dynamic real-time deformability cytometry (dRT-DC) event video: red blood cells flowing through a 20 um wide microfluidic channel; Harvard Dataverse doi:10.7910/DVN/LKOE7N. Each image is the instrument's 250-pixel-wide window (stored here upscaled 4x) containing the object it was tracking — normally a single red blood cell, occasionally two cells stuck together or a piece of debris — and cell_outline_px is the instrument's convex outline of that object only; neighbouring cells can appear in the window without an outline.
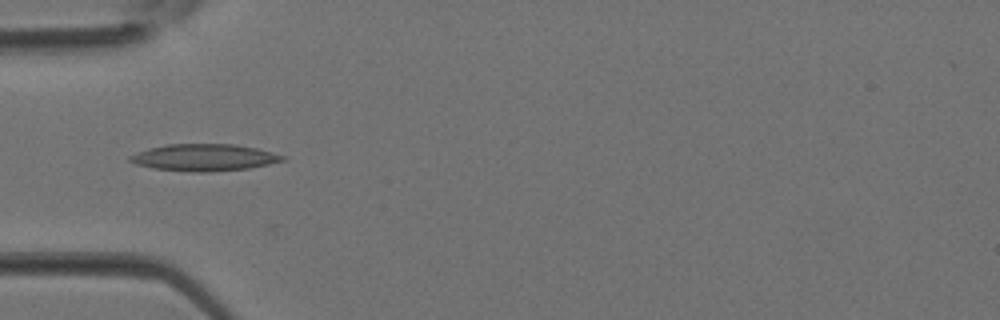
{"species": "Egyptian fruit bat (a non-hibernating species)", "species_latin": "Rousettus aegyptiacus", "temperature_condition": "room temperature", "stored_images_in_passage": 26, "camera_frame_rate_fps": 3000, "um_per_image_px": 0.085, "animal": {"sex": "female"}, "frame": {"image": 1, "passage_image": 1, "time_ms": 0.0, "image_size_px": [1000, 320], "cell_outline_px": [[288, 160], [248, 168], [208, 172], [192, 172], [152, 168], [136, 164], [128, 160], [128, 156], [152, 148], [168, 144], [236, 144], [256, 148], [272, 152], [284, 156]], "centroid_in_image_um": [17.38, 13.39], "position_along_channel_um": 67.6, "area_um2": 23.76}}
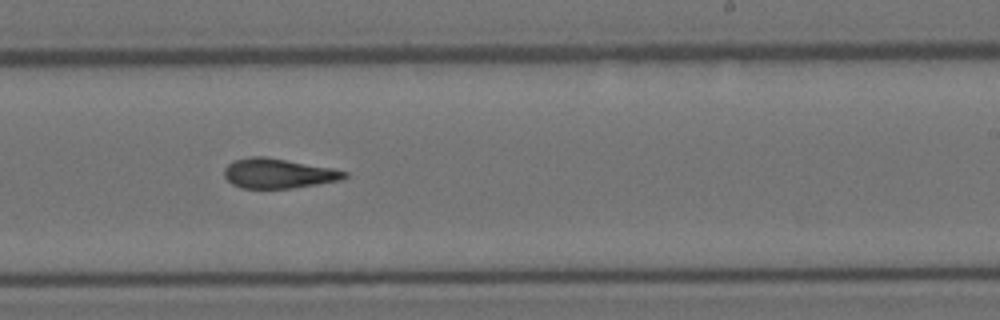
{"frame": {"image": 2, "passage_image": 12, "time_ms": 3.667, "image_size_px": [1000, 320], "cell_outline_px": [[348, 176], [340, 180], [292, 188], [240, 188], [232, 184], [224, 176], [224, 168], [232, 160], [248, 156], [264, 156], [332, 168], [348, 172]], "centroid_in_image_um": [23.61, 14.73], "position_along_channel_um": 265.4, "area_um2": 20.87}}
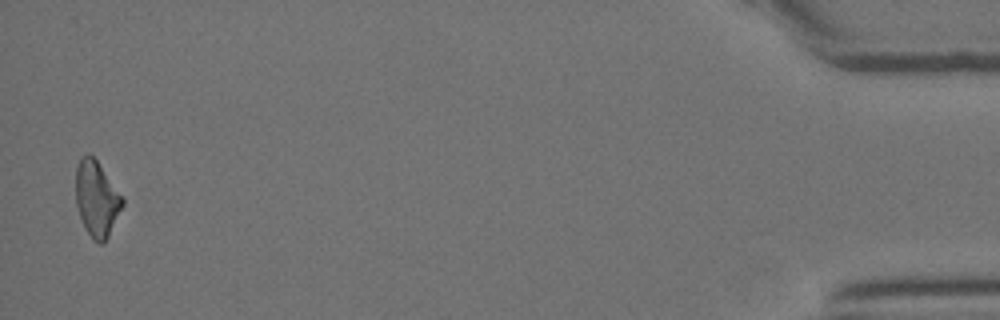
{"frame": {"image": 3, "passage_image": 26, "time_ms": 8.333, "image_size_px": [1000, 320], "cell_outline_px": [[124, 204], [104, 244], [100, 244], [92, 240], [84, 228], [76, 204], [76, 168], [80, 156], [88, 152], [96, 160], [124, 196]], "centroid_in_image_um": [8.22, 16.9], "position_along_channel_um": 427.0, "area_um2": 20.81}}